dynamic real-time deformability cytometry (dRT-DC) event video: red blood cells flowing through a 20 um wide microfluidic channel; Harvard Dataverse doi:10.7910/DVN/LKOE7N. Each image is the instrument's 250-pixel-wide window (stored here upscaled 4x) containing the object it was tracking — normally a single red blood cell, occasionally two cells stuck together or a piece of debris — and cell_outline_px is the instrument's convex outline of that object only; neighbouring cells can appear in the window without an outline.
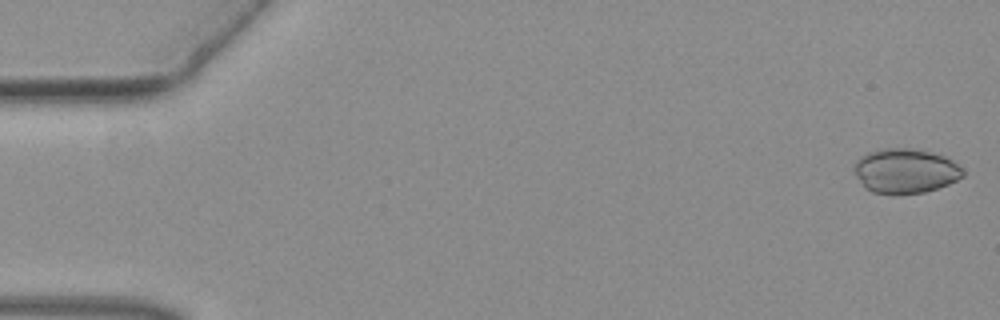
{"species": "common noctule bat (a hibernating species)", "species_latin": "Nyctalus noctula", "temperature_condition": "warm", "stored_images_in_passage": 51, "camera_frame_rate_fps": 3000, "um_per_image_px": 0.085, "animal": {"sex": "female", "body_mass_g": 19.3, "forearm_length_mm": 54.1}, "frame": {"image": 1, "passage_image": 1, "time_ms": 0.0, "image_size_px": [1000, 320], "cell_outline_px": [[964, 176], [948, 184], [924, 192], [896, 196], [892, 196], [872, 192], [864, 188], [856, 176], [852, 168], [856, 160], [860, 156], [868, 152], [884, 148], [912, 148], [932, 152], [944, 156], [960, 164], [964, 168]], "centroid_in_image_um": [76.94, 14.54], "position_along_channel_um": 8.1, "area_um2": 29.02}}
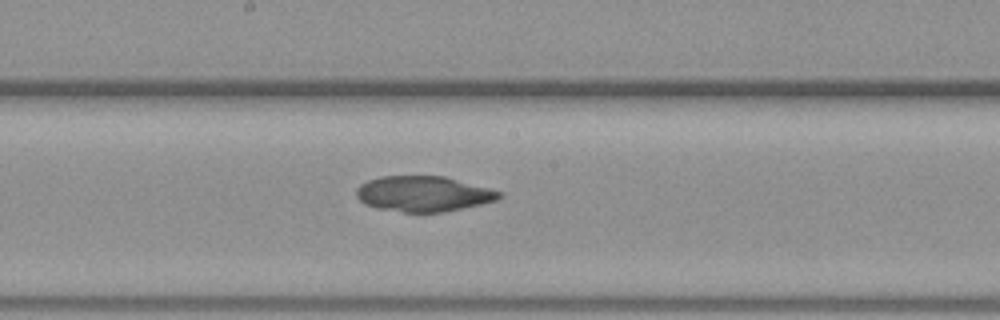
{"frame": {"image": 2, "passage_image": 27, "time_ms": 8.667, "image_size_px": [1000, 320], "cell_outline_px": [[504, 196], [496, 200], [480, 204], [444, 212], [404, 212], [376, 208], [364, 204], [356, 196], [356, 188], [360, 184], [368, 180], [380, 176], [444, 176], [488, 188], [500, 192]], "centroid_in_image_um": [35.94, 16.47], "position_along_channel_um": 212.3, "area_um2": 29.42}}
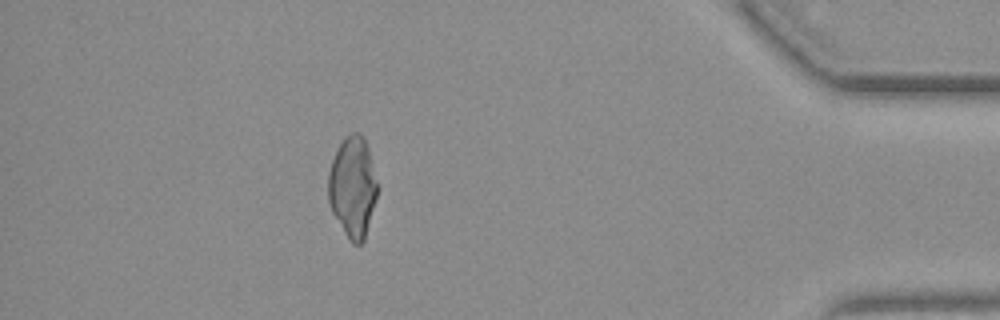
{"frame": {"image": 3, "passage_image": 45, "time_ms": 14.667, "image_size_px": [1000, 320], "cell_outline_px": [[376, 196], [364, 240], [360, 244], [352, 244], [348, 240], [332, 212], [328, 200], [328, 172], [332, 160], [344, 136], [352, 132], [360, 132], [364, 136], [368, 148], [376, 180]], "centroid_in_image_um": [29.95, 15.88], "position_along_channel_um": 405.3, "area_um2": 28.61}}